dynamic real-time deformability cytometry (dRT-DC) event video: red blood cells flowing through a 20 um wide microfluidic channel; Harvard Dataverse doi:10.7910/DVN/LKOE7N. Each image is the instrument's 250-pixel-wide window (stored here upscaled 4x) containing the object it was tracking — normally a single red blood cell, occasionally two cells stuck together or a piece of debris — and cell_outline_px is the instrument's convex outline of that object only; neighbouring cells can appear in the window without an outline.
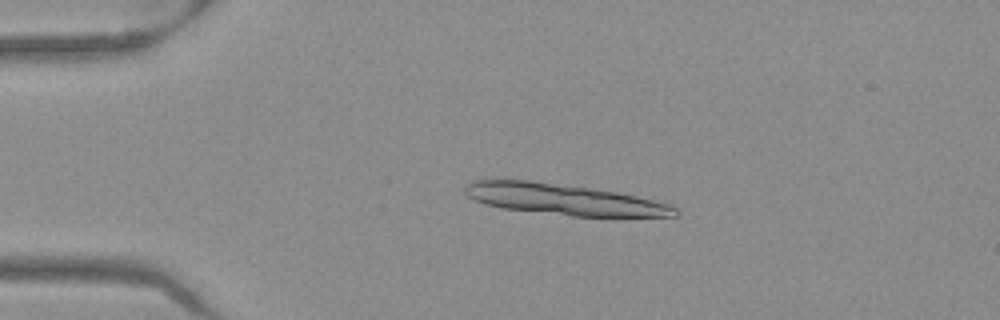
{"species": "Egyptian fruit bat (a non-hibernating species)", "species_latin": "Rousettus aegyptiacus", "temperature_condition": "warm", "stored_images_in_passage": 48, "segment_of_instrument_passage": [1, 2], "camera_frame_rate_fps": 3000, "um_per_image_px": 0.085, "frame": {"image": 1, "passage_image": 7, "time_ms": 2.0, "image_size_px": [1000, 320], "cell_outline_px": [[680, 212], [676, 216], [572, 216], [504, 208], [484, 204], [468, 196], [464, 192], [464, 184], [472, 180], [532, 180], [616, 192], [636, 196], [668, 204], [676, 208]], "centroid_in_image_um": [47.87, 16.94], "position_along_channel_um": 37.1, "area_um2": 37.45}}